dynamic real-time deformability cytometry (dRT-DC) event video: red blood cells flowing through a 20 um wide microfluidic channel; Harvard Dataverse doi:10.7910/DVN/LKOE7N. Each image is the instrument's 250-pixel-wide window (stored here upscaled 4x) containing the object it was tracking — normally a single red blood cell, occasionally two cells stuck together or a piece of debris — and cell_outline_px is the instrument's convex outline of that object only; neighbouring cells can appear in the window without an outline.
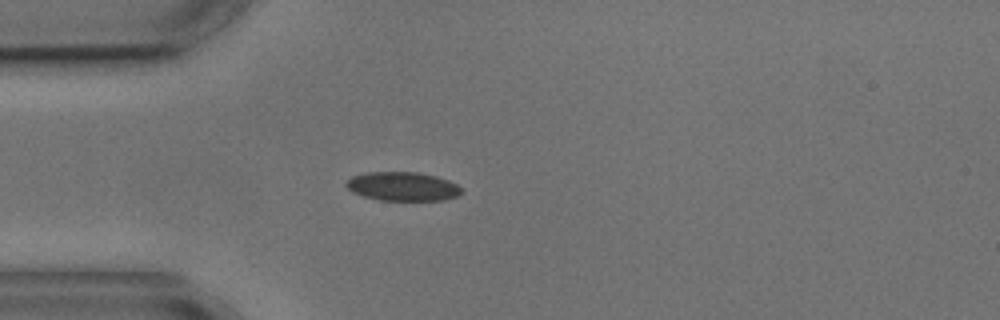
{"species": "common noctule bat (a hibernating species)", "species_latin": "Nyctalus noctula", "temperature_condition": "cold", "stored_images_in_passage": 1, "camera_frame_rate_fps": 3000, "um_per_image_px": 0.085, "animal": {"sex": "male", "body_mass_g": 17.9, "forearm_length_mm": 54.2}, "frame": {"image": 1, "passage_image": 1, "time_ms": 0.0, "image_size_px": [1000, 320], "cell_outline_px": [[460, 192], [456, 196], [444, 200], [380, 200], [364, 196], [352, 192], [344, 184], [352, 176], [368, 172], [416, 172], [436, 176], [448, 180], [456, 184], [460, 188]], "centroid_in_image_um": [34.19, 15.84], "position_along_channel_um": 50.8, "area_um2": 19.19}}